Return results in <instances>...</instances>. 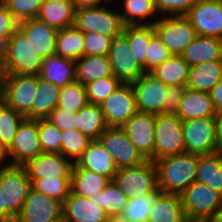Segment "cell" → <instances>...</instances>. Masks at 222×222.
<instances>
[{"instance_id":"d4e9b609","label":"cell","mask_w":222,"mask_h":222,"mask_svg":"<svg viewBox=\"0 0 222 222\" xmlns=\"http://www.w3.org/2000/svg\"><path fill=\"white\" fill-rule=\"evenodd\" d=\"M182 121L195 118H214V108L210 93L187 89L180 106L174 112Z\"/></svg>"},{"instance_id":"5bb4252c","label":"cell","mask_w":222,"mask_h":222,"mask_svg":"<svg viewBox=\"0 0 222 222\" xmlns=\"http://www.w3.org/2000/svg\"><path fill=\"white\" fill-rule=\"evenodd\" d=\"M100 108L108 126L121 127L138 110L131 83H122L101 104Z\"/></svg>"},{"instance_id":"c3c4849f","label":"cell","mask_w":222,"mask_h":222,"mask_svg":"<svg viewBox=\"0 0 222 222\" xmlns=\"http://www.w3.org/2000/svg\"><path fill=\"white\" fill-rule=\"evenodd\" d=\"M113 37L97 32H84V55H108Z\"/></svg>"},{"instance_id":"9a60e30c","label":"cell","mask_w":222,"mask_h":222,"mask_svg":"<svg viewBox=\"0 0 222 222\" xmlns=\"http://www.w3.org/2000/svg\"><path fill=\"white\" fill-rule=\"evenodd\" d=\"M131 52L127 38L123 33L113 38L107 56L111 63L113 76L122 83H132L145 73Z\"/></svg>"},{"instance_id":"8992f818","label":"cell","mask_w":222,"mask_h":222,"mask_svg":"<svg viewBox=\"0 0 222 222\" xmlns=\"http://www.w3.org/2000/svg\"><path fill=\"white\" fill-rule=\"evenodd\" d=\"M185 153L183 121L174 112L156 115L153 162Z\"/></svg>"},{"instance_id":"2e32d148","label":"cell","mask_w":222,"mask_h":222,"mask_svg":"<svg viewBox=\"0 0 222 222\" xmlns=\"http://www.w3.org/2000/svg\"><path fill=\"white\" fill-rule=\"evenodd\" d=\"M12 165H24L42 153L38 134V119L25 118L16 132L11 147L6 151Z\"/></svg>"},{"instance_id":"e575fe53","label":"cell","mask_w":222,"mask_h":222,"mask_svg":"<svg viewBox=\"0 0 222 222\" xmlns=\"http://www.w3.org/2000/svg\"><path fill=\"white\" fill-rule=\"evenodd\" d=\"M60 87L39 78L38 88L32 103V119H46L57 107Z\"/></svg>"},{"instance_id":"1f68e13d","label":"cell","mask_w":222,"mask_h":222,"mask_svg":"<svg viewBox=\"0 0 222 222\" xmlns=\"http://www.w3.org/2000/svg\"><path fill=\"white\" fill-rule=\"evenodd\" d=\"M111 180L108 177L93 171L73 168L71 173V192L73 194L90 198L97 192L102 191Z\"/></svg>"},{"instance_id":"4fadbf2b","label":"cell","mask_w":222,"mask_h":222,"mask_svg":"<svg viewBox=\"0 0 222 222\" xmlns=\"http://www.w3.org/2000/svg\"><path fill=\"white\" fill-rule=\"evenodd\" d=\"M185 17L197 35L222 39V1L197 0Z\"/></svg>"},{"instance_id":"7c38bea8","label":"cell","mask_w":222,"mask_h":222,"mask_svg":"<svg viewBox=\"0 0 222 222\" xmlns=\"http://www.w3.org/2000/svg\"><path fill=\"white\" fill-rule=\"evenodd\" d=\"M98 140L112 156L117 168L136 166L147 160L121 127L109 126Z\"/></svg>"},{"instance_id":"83f0119b","label":"cell","mask_w":222,"mask_h":222,"mask_svg":"<svg viewBox=\"0 0 222 222\" xmlns=\"http://www.w3.org/2000/svg\"><path fill=\"white\" fill-rule=\"evenodd\" d=\"M149 222H186L180 194L162 193L152 205Z\"/></svg>"},{"instance_id":"f5cc1de1","label":"cell","mask_w":222,"mask_h":222,"mask_svg":"<svg viewBox=\"0 0 222 222\" xmlns=\"http://www.w3.org/2000/svg\"><path fill=\"white\" fill-rule=\"evenodd\" d=\"M18 28V21L0 1V36H11Z\"/></svg>"},{"instance_id":"f6af8a7d","label":"cell","mask_w":222,"mask_h":222,"mask_svg":"<svg viewBox=\"0 0 222 222\" xmlns=\"http://www.w3.org/2000/svg\"><path fill=\"white\" fill-rule=\"evenodd\" d=\"M122 82L115 76L91 81L85 85L88 103L100 105Z\"/></svg>"},{"instance_id":"91938a15","label":"cell","mask_w":222,"mask_h":222,"mask_svg":"<svg viewBox=\"0 0 222 222\" xmlns=\"http://www.w3.org/2000/svg\"><path fill=\"white\" fill-rule=\"evenodd\" d=\"M105 222H128L127 219L121 214L108 215Z\"/></svg>"},{"instance_id":"db71d44e","label":"cell","mask_w":222,"mask_h":222,"mask_svg":"<svg viewBox=\"0 0 222 222\" xmlns=\"http://www.w3.org/2000/svg\"><path fill=\"white\" fill-rule=\"evenodd\" d=\"M216 111L222 110V78L209 92Z\"/></svg>"},{"instance_id":"e7e4bbea","label":"cell","mask_w":222,"mask_h":222,"mask_svg":"<svg viewBox=\"0 0 222 222\" xmlns=\"http://www.w3.org/2000/svg\"><path fill=\"white\" fill-rule=\"evenodd\" d=\"M186 222H211L210 220H190V219H187Z\"/></svg>"},{"instance_id":"8fae6325","label":"cell","mask_w":222,"mask_h":222,"mask_svg":"<svg viewBox=\"0 0 222 222\" xmlns=\"http://www.w3.org/2000/svg\"><path fill=\"white\" fill-rule=\"evenodd\" d=\"M136 96L137 110L154 115L165 113L168 85L150 72L131 83Z\"/></svg>"},{"instance_id":"ba28073f","label":"cell","mask_w":222,"mask_h":222,"mask_svg":"<svg viewBox=\"0 0 222 222\" xmlns=\"http://www.w3.org/2000/svg\"><path fill=\"white\" fill-rule=\"evenodd\" d=\"M74 26L84 32H97L113 38L120 35L124 25L119 12L102 6L75 11Z\"/></svg>"},{"instance_id":"4dcf8cb0","label":"cell","mask_w":222,"mask_h":222,"mask_svg":"<svg viewBox=\"0 0 222 222\" xmlns=\"http://www.w3.org/2000/svg\"><path fill=\"white\" fill-rule=\"evenodd\" d=\"M222 195V151L199 155L196 180Z\"/></svg>"},{"instance_id":"74e56055","label":"cell","mask_w":222,"mask_h":222,"mask_svg":"<svg viewBox=\"0 0 222 222\" xmlns=\"http://www.w3.org/2000/svg\"><path fill=\"white\" fill-rule=\"evenodd\" d=\"M163 192L157 190L149 194H143L133 199H128L121 215L128 222H149V213L152 210V205L157 201Z\"/></svg>"},{"instance_id":"f546056e","label":"cell","mask_w":222,"mask_h":222,"mask_svg":"<svg viewBox=\"0 0 222 222\" xmlns=\"http://www.w3.org/2000/svg\"><path fill=\"white\" fill-rule=\"evenodd\" d=\"M75 128L92 140H98L109 127L100 105L88 103L76 113Z\"/></svg>"},{"instance_id":"be15d7a7","label":"cell","mask_w":222,"mask_h":222,"mask_svg":"<svg viewBox=\"0 0 222 222\" xmlns=\"http://www.w3.org/2000/svg\"><path fill=\"white\" fill-rule=\"evenodd\" d=\"M0 222H19L17 217H12L7 220H1Z\"/></svg>"},{"instance_id":"30bf717a","label":"cell","mask_w":222,"mask_h":222,"mask_svg":"<svg viewBox=\"0 0 222 222\" xmlns=\"http://www.w3.org/2000/svg\"><path fill=\"white\" fill-rule=\"evenodd\" d=\"M153 26L173 55H181L197 36L196 30L185 16H162Z\"/></svg>"},{"instance_id":"d6a6232c","label":"cell","mask_w":222,"mask_h":222,"mask_svg":"<svg viewBox=\"0 0 222 222\" xmlns=\"http://www.w3.org/2000/svg\"><path fill=\"white\" fill-rule=\"evenodd\" d=\"M122 33L126 36L130 49L137 62L146 72V54L151 37L156 33L152 25H127Z\"/></svg>"},{"instance_id":"7bdbcfd3","label":"cell","mask_w":222,"mask_h":222,"mask_svg":"<svg viewBox=\"0 0 222 222\" xmlns=\"http://www.w3.org/2000/svg\"><path fill=\"white\" fill-rule=\"evenodd\" d=\"M35 191L51 197L63 204L71 193V179L30 180Z\"/></svg>"},{"instance_id":"6f0895ef","label":"cell","mask_w":222,"mask_h":222,"mask_svg":"<svg viewBox=\"0 0 222 222\" xmlns=\"http://www.w3.org/2000/svg\"><path fill=\"white\" fill-rule=\"evenodd\" d=\"M3 192L0 191V221L7 220L14 217L6 208H5V199L3 197Z\"/></svg>"},{"instance_id":"44dd1931","label":"cell","mask_w":222,"mask_h":222,"mask_svg":"<svg viewBox=\"0 0 222 222\" xmlns=\"http://www.w3.org/2000/svg\"><path fill=\"white\" fill-rule=\"evenodd\" d=\"M18 28L43 58L56 55V37L58 30L38 18L20 21L18 22Z\"/></svg>"},{"instance_id":"03108f58","label":"cell","mask_w":222,"mask_h":222,"mask_svg":"<svg viewBox=\"0 0 222 222\" xmlns=\"http://www.w3.org/2000/svg\"><path fill=\"white\" fill-rule=\"evenodd\" d=\"M56 222H65V221L63 220V218H61L60 220H58Z\"/></svg>"},{"instance_id":"7dc6e473","label":"cell","mask_w":222,"mask_h":222,"mask_svg":"<svg viewBox=\"0 0 222 222\" xmlns=\"http://www.w3.org/2000/svg\"><path fill=\"white\" fill-rule=\"evenodd\" d=\"M173 54L162 42L161 38L155 33L150 40L146 54V72H151L158 65H161L165 60Z\"/></svg>"},{"instance_id":"3957f363","label":"cell","mask_w":222,"mask_h":222,"mask_svg":"<svg viewBox=\"0 0 222 222\" xmlns=\"http://www.w3.org/2000/svg\"><path fill=\"white\" fill-rule=\"evenodd\" d=\"M37 75H0V100L32 119V103L38 88Z\"/></svg>"},{"instance_id":"6da1fadb","label":"cell","mask_w":222,"mask_h":222,"mask_svg":"<svg viewBox=\"0 0 222 222\" xmlns=\"http://www.w3.org/2000/svg\"><path fill=\"white\" fill-rule=\"evenodd\" d=\"M157 186L163 193L182 194L196 180L199 155L182 153L154 161Z\"/></svg>"},{"instance_id":"5b68a950","label":"cell","mask_w":222,"mask_h":222,"mask_svg":"<svg viewBox=\"0 0 222 222\" xmlns=\"http://www.w3.org/2000/svg\"><path fill=\"white\" fill-rule=\"evenodd\" d=\"M181 199L190 220H211L222 210V195L198 181L184 190Z\"/></svg>"},{"instance_id":"60d3db41","label":"cell","mask_w":222,"mask_h":222,"mask_svg":"<svg viewBox=\"0 0 222 222\" xmlns=\"http://www.w3.org/2000/svg\"><path fill=\"white\" fill-rule=\"evenodd\" d=\"M86 104L88 100L85 85L75 81L60 88L58 108L77 113Z\"/></svg>"},{"instance_id":"9c48e42d","label":"cell","mask_w":222,"mask_h":222,"mask_svg":"<svg viewBox=\"0 0 222 222\" xmlns=\"http://www.w3.org/2000/svg\"><path fill=\"white\" fill-rule=\"evenodd\" d=\"M185 152L207 155L218 152L214 118H195L183 121Z\"/></svg>"},{"instance_id":"836d02e7","label":"cell","mask_w":222,"mask_h":222,"mask_svg":"<svg viewBox=\"0 0 222 222\" xmlns=\"http://www.w3.org/2000/svg\"><path fill=\"white\" fill-rule=\"evenodd\" d=\"M190 65L182 55H172L150 73L168 86L186 85Z\"/></svg>"},{"instance_id":"681fc988","label":"cell","mask_w":222,"mask_h":222,"mask_svg":"<svg viewBox=\"0 0 222 222\" xmlns=\"http://www.w3.org/2000/svg\"><path fill=\"white\" fill-rule=\"evenodd\" d=\"M197 0H154L158 13L166 16H185Z\"/></svg>"},{"instance_id":"9f6ffc18","label":"cell","mask_w":222,"mask_h":222,"mask_svg":"<svg viewBox=\"0 0 222 222\" xmlns=\"http://www.w3.org/2000/svg\"><path fill=\"white\" fill-rule=\"evenodd\" d=\"M110 2L113 0H72L76 10L82 8H91L101 6V2Z\"/></svg>"},{"instance_id":"ffe728a7","label":"cell","mask_w":222,"mask_h":222,"mask_svg":"<svg viewBox=\"0 0 222 222\" xmlns=\"http://www.w3.org/2000/svg\"><path fill=\"white\" fill-rule=\"evenodd\" d=\"M107 217L108 214L100 205L72 192L62 204V218L65 222H105Z\"/></svg>"},{"instance_id":"f35d334b","label":"cell","mask_w":222,"mask_h":222,"mask_svg":"<svg viewBox=\"0 0 222 222\" xmlns=\"http://www.w3.org/2000/svg\"><path fill=\"white\" fill-rule=\"evenodd\" d=\"M25 118L0 100V146L5 151L11 147L16 132Z\"/></svg>"},{"instance_id":"52a82bcc","label":"cell","mask_w":222,"mask_h":222,"mask_svg":"<svg viewBox=\"0 0 222 222\" xmlns=\"http://www.w3.org/2000/svg\"><path fill=\"white\" fill-rule=\"evenodd\" d=\"M32 189V183L23 165H12L0 170V191L3 192L5 208L17 217Z\"/></svg>"},{"instance_id":"bcb514c9","label":"cell","mask_w":222,"mask_h":222,"mask_svg":"<svg viewBox=\"0 0 222 222\" xmlns=\"http://www.w3.org/2000/svg\"><path fill=\"white\" fill-rule=\"evenodd\" d=\"M11 12L15 19L20 22L27 19L37 18L43 0H0Z\"/></svg>"},{"instance_id":"603a6c76","label":"cell","mask_w":222,"mask_h":222,"mask_svg":"<svg viewBox=\"0 0 222 222\" xmlns=\"http://www.w3.org/2000/svg\"><path fill=\"white\" fill-rule=\"evenodd\" d=\"M37 76L60 88L64 87L76 81V62L57 55L46 57Z\"/></svg>"},{"instance_id":"816d5d0a","label":"cell","mask_w":222,"mask_h":222,"mask_svg":"<svg viewBox=\"0 0 222 222\" xmlns=\"http://www.w3.org/2000/svg\"><path fill=\"white\" fill-rule=\"evenodd\" d=\"M187 91L186 85H171L167 89L165 113L175 112Z\"/></svg>"},{"instance_id":"680465c9","label":"cell","mask_w":222,"mask_h":222,"mask_svg":"<svg viewBox=\"0 0 222 222\" xmlns=\"http://www.w3.org/2000/svg\"><path fill=\"white\" fill-rule=\"evenodd\" d=\"M10 36H0V71L2 68L3 60L5 57L6 47H7V40Z\"/></svg>"},{"instance_id":"11a10c76","label":"cell","mask_w":222,"mask_h":222,"mask_svg":"<svg viewBox=\"0 0 222 222\" xmlns=\"http://www.w3.org/2000/svg\"><path fill=\"white\" fill-rule=\"evenodd\" d=\"M214 120L218 150L222 151V110L217 111L216 115L214 116Z\"/></svg>"},{"instance_id":"d590c367","label":"cell","mask_w":222,"mask_h":222,"mask_svg":"<svg viewBox=\"0 0 222 222\" xmlns=\"http://www.w3.org/2000/svg\"><path fill=\"white\" fill-rule=\"evenodd\" d=\"M56 55L76 61L84 56V33L74 25L58 30Z\"/></svg>"},{"instance_id":"277c9868","label":"cell","mask_w":222,"mask_h":222,"mask_svg":"<svg viewBox=\"0 0 222 222\" xmlns=\"http://www.w3.org/2000/svg\"><path fill=\"white\" fill-rule=\"evenodd\" d=\"M112 181L128 199L158 190L156 166L149 159L136 166L118 168Z\"/></svg>"},{"instance_id":"ac0fdd59","label":"cell","mask_w":222,"mask_h":222,"mask_svg":"<svg viewBox=\"0 0 222 222\" xmlns=\"http://www.w3.org/2000/svg\"><path fill=\"white\" fill-rule=\"evenodd\" d=\"M23 166L30 180L71 179L74 163L61 153H41Z\"/></svg>"},{"instance_id":"7a4b0ae2","label":"cell","mask_w":222,"mask_h":222,"mask_svg":"<svg viewBox=\"0 0 222 222\" xmlns=\"http://www.w3.org/2000/svg\"><path fill=\"white\" fill-rule=\"evenodd\" d=\"M44 58L17 28L7 40L0 75H37Z\"/></svg>"},{"instance_id":"6125c7cd","label":"cell","mask_w":222,"mask_h":222,"mask_svg":"<svg viewBox=\"0 0 222 222\" xmlns=\"http://www.w3.org/2000/svg\"><path fill=\"white\" fill-rule=\"evenodd\" d=\"M211 222H222V210L214 216L211 220Z\"/></svg>"},{"instance_id":"cb8c5ba5","label":"cell","mask_w":222,"mask_h":222,"mask_svg":"<svg viewBox=\"0 0 222 222\" xmlns=\"http://www.w3.org/2000/svg\"><path fill=\"white\" fill-rule=\"evenodd\" d=\"M75 7L72 0H43L37 18L56 30L74 25Z\"/></svg>"},{"instance_id":"e0dca14e","label":"cell","mask_w":222,"mask_h":222,"mask_svg":"<svg viewBox=\"0 0 222 222\" xmlns=\"http://www.w3.org/2000/svg\"><path fill=\"white\" fill-rule=\"evenodd\" d=\"M156 115L137 111L121 128L140 153L153 161Z\"/></svg>"},{"instance_id":"7402d4cb","label":"cell","mask_w":222,"mask_h":222,"mask_svg":"<svg viewBox=\"0 0 222 222\" xmlns=\"http://www.w3.org/2000/svg\"><path fill=\"white\" fill-rule=\"evenodd\" d=\"M73 168H82L93 171L113 180L117 166L99 140H92L82 156L74 163Z\"/></svg>"},{"instance_id":"94428289","label":"cell","mask_w":222,"mask_h":222,"mask_svg":"<svg viewBox=\"0 0 222 222\" xmlns=\"http://www.w3.org/2000/svg\"><path fill=\"white\" fill-rule=\"evenodd\" d=\"M7 158V152L0 146V165L4 162ZM10 163H4L2 166H0V170L6 166H8Z\"/></svg>"},{"instance_id":"f1b7e54d","label":"cell","mask_w":222,"mask_h":222,"mask_svg":"<svg viewBox=\"0 0 222 222\" xmlns=\"http://www.w3.org/2000/svg\"><path fill=\"white\" fill-rule=\"evenodd\" d=\"M75 62L76 81L83 85L97 79L113 76L107 55H84Z\"/></svg>"},{"instance_id":"d6986e66","label":"cell","mask_w":222,"mask_h":222,"mask_svg":"<svg viewBox=\"0 0 222 222\" xmlns=\"http://www.w3.org/2000/svg\"><path fill=\"white\" fill-rule=\"evenodd\" d=\"M61 218L62 203L33 188L17 216L19 222H56Z\"/></svg>"},{"instance_id":"484cf974","label":"cell","mask_w":222,"mask_h":222,"mask_svg":"<svg viewBox=\"0 0 222 222\" xmlns=\"http://www.w3.org/2000/svg\"><path fill=\"white\" fill-rule=\"evenodd\" d=\"M190 65L222 59V39L197 35L181 54Z\"/></svg>"},{"instance_id":"b9f144b4","label":"cell","mask_w":222,"mask_h":222,"mask_svg":"<svg viewBox=\"0 0 222 222\" xmlns=\"http://www.w3.org/2000/svg\"><path fill=\"white\" fill-rule=\"evenodd\" d=\"M91 141L92 139L76 128L62 131L61 154L76 163Z\"/></svg>"},{"instance_id":"8d00e7d4","label":"cell","mask_w":222,"mask_h":222,"mask_svg":"<svg viewBox=\"0 0 222 222\" xmlns=\"http://www.w3.org/2000/svg\"><path fill=\"white\" fill-rule=\"evenodd\" d=\"M123 13L119 11L124 26L127 25H152L158 19L145 21L154 14H159L154 0H123Z\"/></svg>"},{"instance_id":"f907efd6","label":"cell","mask_w":222,"mask_h":222,"mask_svg":"<svg viewBox=\"0 0 222 222\" xmlns=\"http://www.w3.org/2000/svg\"><path fill=\"white\" fill-rule=\"evenodd\" d=\"M46 119L61 131H65L75 129L77 118L76 113L56 107Z\"/></svg>"},{"instance_id":"4316f807","label":"cell","mask_w":222,"mask_h":222,"mask_svg":"<svg viewBox=\"0 0 222 222\" xmlns=\"http://www.w3.org/2000/svg\"><path fill=\"white\" fill-rule=\"evenodd\" d=\"M222 78V59L190 66L187 89L209 93Z\"/></svg>"},{"instance_id":"ab89813d","label":"cell","mask_w":222,"mask_h":222,"mask_svg":"<svg viewBox=\"0 0 222 222\" xmlns=\"http://www.w3.org/2000/svg\"><path fill=\"white\" fill-rule=\"evenodd\" d=\"M89 199L100 205L108 215L121 214L122 209L128 201V198L113 181Z\"/></svg>"},{"instance_id":"ee69618b","label":"cell","mask_w":222,"mask_h":222,"mask_svg":"<svg viewBox=\"0 0 222 222\" xmlns=\"http://www.w3.org/2000/svg\"><path fill=\"white\" fill-rule=\"evenodd\" d=\"M42 153H61L62 131L47 119H38Z\"/></svg>"}]
</instances>
